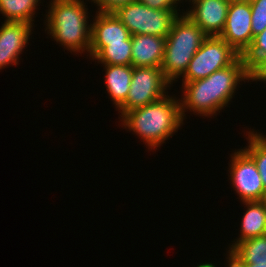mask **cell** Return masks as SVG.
<instances>
[{
	"label": "cell",
	"instance_id": "cell-1",
	"mask_svg": "<svg viewBox=\"0 0 266 267\" xmlns=\"http://www.w3.org/2000/svg\"><path fill=\"white\" fill-rule=\"evenodd\" d=\"M246 80H251V74L240 56L232 65L217 70L204 79L182 82L183 98L180 104L183 119L186 118L187 109L200 116L217 115L231 102L240 81Z\"/></svg>",
	"mask_w": 266,
	"mask_h": 267
},
{
	"label": "cell",
	"instance_id": "cell-2",
	"mask_svg": "<svg viewBox=\"0 0 266 267\" xmlns=\"http://www.w3.org/2000/svg\"><path fill=\"white\" fill-rule=\"evenodd\" d=\"M180 98L165 95L158 101L132 109L121 116V125L148 146L157 149L183 125Z\"/></svg>",
	"mask_w": 266,
	"mask_h": 267
},
{
	"label": "cell",
	"instance_id": "cell-3",
	"mask_svg": "<svg viewBox=\"0 0 266 267\" xmlns=\"http://www.w3.org/2000/svg\"><path fill=\"white\" fill-rule=\"evenodd\" d=\"M46 16L47 33L71 53H89L91 23L84 0H51Z\"/></svg>",
	"mask_w": 266,
	"mask_h": 267
},
{
	"label": "cell",
	"instance_id": "cell-4",
	"mask_svg": "<svg viewBox=\"0 0 266 267\" xmlns=\"http://www.w3.org/2000/svg\"><path fill=\"white\" fill-rule=\"evenodd\" d=\"M208 36L186 14L178 15L166 37L160 69L173 84L186 72L189 62Z\"/></svg>",
	"mask_w": 266,
	"mask_h": 267
},
{
	"label": "cell",
	"instance_id": "cell-5",
	"mask_svg": "<svg viewBox=\"0 0 266 267\" xmlns=\"http://www.w3.org/2000/svg\"><path fill=\"white\" fill-rule=\"evenodd\" d=\"M179 9H153L137 1L119 7L113 12L127 27L131 36L148 34L167 37L172 24L178 15Z\"/></svg>",
	"mask_w": 266,
	"mask_h": 267
},
{
	"label": "cell",
	"instance_id": "cell-6",
	"mask_svg": "<svg viewBox=\"0 0 266 267\" xmlns=\"http://www.w3.org/2000/svg\"><path fill=\"white\" fill-rule=\"evenodd\" d=\"M239 55L219 36H208L182 76V82L204 79L213 72L232 65Z\"/></svg>",
	"mask_w": 266,
	"mask_h": 267
},
{
	"label": "cell",
	"instance_id": "cell-7",
	"mask_svg": "<svg viewBox=\"0 0 266 267\" xmlns=\"http://www.w3.org/2000/svg\"><path fill=\"white\" fill-rule=\"evenodd\" d=\"M171 85L160 68L133 67L130 90L126 101L118 108L119 116L160 100L167 95L166 90Z\"/></svg>",
	"mask_w": 266,
	"mask_h": 267
},
{
	"label": "cell",
	"instance_id": "cell-8",
	"mask_svg": "<svg viewBox=\"0 0 266 267\" xmlns=\"http://www.w3.org/2000/svg\"><path fill=\"white\" fill-rule=\"evenodd\" d=\"M230 182L240 201L266 200V192L253 159L242 149L231 154Z\"/></svg>",
	"mask_w": 266,
	"mask_h": 267
},
{
	"label": "cell",
	"instance_id": "cell-9",
	"mask_svg": "<svg viewBox=\"0 0 266 267\" xmlns=\"http://www.w3.org/2000/svg\"><path fill=\"white\" fill-rule=\"evenodd\" d=\"M219 37L239 55L246 53L253 42L250 2L229 4L225 26Z\"/></svg>",
	"mask_w": 266,
	"mask_h": 267
},
{
	"label": "cell",
	"instance_id": "cell-10",
	"mask_svg": "<svg viewBox=\"0 0 266 267\" xmlns=\"http://www.w3.org/2000/svg\"><path fill=\"white\" fill-rule=\"evenodd\" d=\"M192 1V2H191ZM192 9L184 11L207 36H219L225 26L228 0H189Z\"/></svg>",
	"mask_w": 266,
	"mask_h": 267
},
{
	"label": "cell",
	"instance_id": "cell-11",
	"mask_svg": "<svg viewBox=\"0 0 266 267\" xmlns=\"http://www.w3.org/2000/svg\"><path fill=\"white\" fill-rule=\"evenodd\" d=\"M33 26L25 22L4 21L0 26V70L19 62V56L30 41Z\"/></svg>",
	"mask_w": 266,
	"mask_h": 267
},
{
	"label": "cell",
	"instance_id": "cell-12",
	"mask_svg": "<svg viewBox=\"0 0 266 267\" xmlns=\"http://www.w3.org/2000/svg\"><path fill=\"white\" fill-rule=\"evenodd\" d=\"M91 23V45L89 57L93 58L109 43L124 42L131 34L114 13L96 12Z\"/></svg>",
	"mask_w": 266,
	"mask_h": 267
},
{
	"label": "cell",
	"instance_id": "cell-13",
	"mask_svg": "<svg viewBox=\"0 0 266 267\" xmlns=\"http://www.w3.org/2000/svg\"><path fill=\"white\" fill-rule=\"evenodd\" d=\"M132 67L160 68L165 51L166 38L148 34L131 36Z\"/></svg>",
	"mask_w": 266,
	"mask_h": 267
},
{
	"label": "cell",
	"instance_id": "cell-14",
	"mask_svg": "<svg viewBox=\"0 0 266 267\" xmlns=\"http://www.w3.org/2000/svg\"><path fill=\"white\" fill-rule=\"evenodd\" d=\"M243 204L247 208L241 219L239 238L232 241L228 251L243 240L266 234V200L244 201Z\"/></svg>",
	"mask_w": 266,
	"mask_h": 267
},
{
	"label": "cell",
	"instance_id": "cell-15",
	"mask_svg": "<svg viewBox=\"0 0 266 267\" xmlns=\"http://www.w3.org/2000/svg\"><path fill=\"white\" fill-rule=\"evenodd\" d=\"M105 66V85L116 110L126 101L130 90L133 67L130 65H103Z\"/></svg>",
	"mask_w": 266,
	"mask_h": 267
},
{
	"label": "cell",
	"instance_id": "cell-16",
	"mask_svg": "<svg viewBox=\"0 0 266 267\" xmlns=\"http://www.w3.org/2000/svg\"><path fill=\"white\" fill-rule=\"evenodd\" d=\"M227 253V263L266 264V234L243 240Z\"/></svg>",
	"mask_w": 266,
	"mask_h": 267
},
{
	"label": "cell",
	"instance_id": "cell-17",
	"mask_svg": "<svg viewBox=\"0 0 266 267\" xmlns=\"http://www.w3.org/2000/svg\"><path fill=\"white\" fill-rule=\"evenodd\" d=\"M41 0H0V13L5 21L25 22L34 25V14ZM39 2V3H38Z\"/></svg>",
	"mask_w": 266,
	"mask_h": 267
},
{
	"label": "cell",
	"instance_id": "cell-18",
	"mask_svg": "<svg viewBox=\"0 0 266 267\" xmlns=\"http://www.w3.org/2000/svg\"><path fill=\"white\" fill-rule=\"evenodd\" d=\"M104 65L132 66L131 36L124 42L109 43L104 46L93 58Z\"/></svg>",
	"mask_w": 266,
	"mask_h": 267
},
{
	"label": "cell",
	"instance_id": "cell-19",
	"mask_svg": "<svg viewBox=\"0 0 266 267\" xmlns=\"http://www.w3.org/2000/svg\"><path fill=\"white\" fill-rule=\"evenodd\" d=\"M248 146L244 151L253 159L266 192V135L254 130L247 132Z\"/></svg>",
	"mask_w": 266,
	"mask_h": 267
},
{
	"label": "cell",
	"instance_id": "cell-20",
	"mask_svg": "<svg viewBox=\"0 0 266 267\" xmlns=\"http://www.w3.org/2000/svg\"><path fill=\"white\" fill-rule=\"evenodd\" d=\"M242 57L250 74L266 60V29L254 37L250 48Z\"/></svg>",
	"mask_w": 266,
	"mask_h": 267
},
{
	"label": "cell",
	"instance_id": "cell-21",
	"mask_svg": "<svg viewBox=\"0 0 266 267\" xmlns=\"http://www.w3.org/2000/svg\"><path fill=\"white\" fill-rule=\"evenodd\" d=\"M89 1V0H88ZM96 6H98V12L113 13L119 7L125 6L136 0H90Z\"/></svg>",
	"mask_w": 266,
	"mask_h": 267
},
{
	"label": "cell",
	"instance_id": "cell-22",
	"mask_svg": "<svg viewBox=\"0 0 266 267\" xmlns=\"http://www.w3.org/2000/svg\"><path fill=\"white\" fill-rule=\"evenodd\" d=\"M251 29L253 39L256 35L262 33L266 29L265 10H251Z\"/></svg>",
	"mask_w": 266,
	"mask_h": 267
},
{
	"label": "cell",
	"instance_id": "cell-23",
	"mask_svg": "<svg viewBox=\"0 0 266 267\" xmlns=\"http://www.w3.org/2000/svg\"><path fill=\"white\" fill-rule=\"evenodd\" d=\"M139 3L153 9H177L178 4L183 0H136ZM181 1V2H180Z\"/></svg>",
	"mask_w": 266,
	"mask_h": 267
},
{
	"label": "cell",
	"instance_id": "cell-24",
	"mask_svg": "<svg viewBox=\"0 0 266 267\" xmlns=\"http://www.w3.org/2000/svg\"><path fill=\"white\" fill-rule=\"evenodd\" d=\"M251 80L266 83V60L251 74Z\"/></svg>",
	"mask_w": 266,
	"mask_h": 267
},
{
	"label": "cell",
	"instance_id": "cell-25",
	"mask_svg": "<svg viewBox=\"0 0 266 267\" xmlns=\"http://www.w3.org/2000/svg\"><path fill=\"white\" fill-rule=\"evenodd\" d=\"M251 10H265L266 11V0H251Z\"/></svg>",
	"mask_w": 266,
	"mask_h": 267
},
{
	"label": "cell",
	"instance_id": "cell-26",
	"mask_svg": "<svg viewBox=\"0 0 266 267\" xmlns=\"http://www.w3.org/2000/svg\"><path fill=\"white\" fill-rule=\"evenodd\" d=\"M232 267H266V264L229 263Z\"/></svg>",
	"mask_w": 266,
	"mask_h": 267
},
{
	"label": "cell",
	"instance_id": "cell-27",
	"mask_svg": "<svg viewBox=\"0 0 266 267\" xmlns=\"http://www.w3.org/2000/svg\"><path fill=\"white\" fill-rule=\"evenodd\" d=\"M197 267H216L212 262L210 263V262H206V263H201V264H199V265H197Z\"/></svg>",
	"mask_w": 266,
	"mask_h": 267
},
{
	"label": "cell",
	"instance_id": "cell-28",
	"mask_svg": "<svg viewBox=\"0 0 266 267\" xmlns=\"http://www.w3.org/2000/svg\"><path fill=\"white\" fill-rule=\"evenodd\" d=\"M230 3L232 2H250L251 0H228Z\"/></svg>",
	"mask_w": 266,
	"mask_h": 267
}]
</instances>
